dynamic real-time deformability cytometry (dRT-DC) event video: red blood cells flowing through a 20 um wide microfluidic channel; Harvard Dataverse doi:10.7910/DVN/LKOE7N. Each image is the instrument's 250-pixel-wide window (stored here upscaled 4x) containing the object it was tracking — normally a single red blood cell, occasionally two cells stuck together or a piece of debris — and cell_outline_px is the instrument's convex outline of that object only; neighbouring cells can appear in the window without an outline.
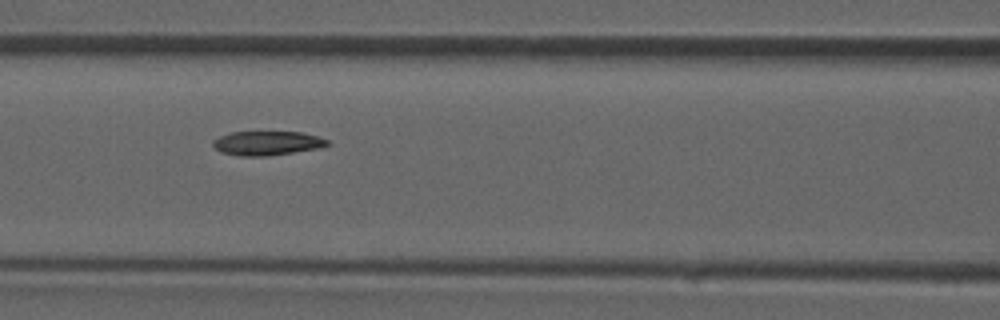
{"species": "common noctule bat (a hibernating species)", "species_latin": "Nyctalus noctula", "temperature_condition": "room temperature", "stored_images_in_passage": 37, "camera_frame_rate_fps": 3000, "um_per_image_px": 0.085, "animal": {"sex": "male", "forearm_length_mm": 52.5}, "frame": {"image": 1, "passage_image": 11, "time_ms": 3.333, "image_size_px": [1000, 320], "cell_outline_px": [[332, 144], [320, 148], [268, 156], [240, 156], [220, 152], [212, 144], [212, 140], [220, 136], [232, 132], [300, 132], [316, 136], [328, 140]], "centroid_in_image_um": [22.71, 12.17], "position_along_channel_um": 143.9, "area_um2": 16.13}}